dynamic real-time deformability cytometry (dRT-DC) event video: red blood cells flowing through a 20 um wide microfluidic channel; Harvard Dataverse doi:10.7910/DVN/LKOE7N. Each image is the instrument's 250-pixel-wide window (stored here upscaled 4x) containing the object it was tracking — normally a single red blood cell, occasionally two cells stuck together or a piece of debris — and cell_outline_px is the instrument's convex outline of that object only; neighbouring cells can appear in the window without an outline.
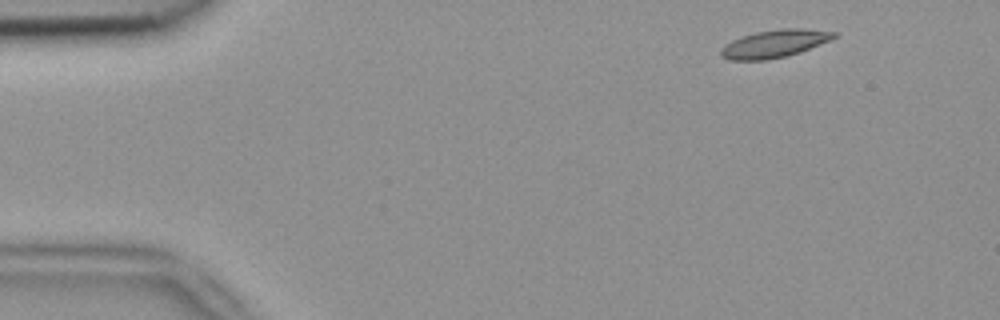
{"species": "common noctule bat (a hibernating species)", "species_latin": "Nyctalus noctula", "temperature_condition": "room temperature", "stored_images_in_passage": 3, "camera_frame_rate_fps": 3000, "um_per_image_px": 0.085, "animal": {"sex": "female", "body_mass_g": 18.4}, "frame": {"image": 1, "passage_image": 1, "time_ms": 0.0, "image_size_px": [1000, 320], "cell_outline_px": [[836, 36], [832, 40], [800, 52], [788, 56], [764, 60], [728, 60], [720, 56], [720, 48], [724, 44], [732, 40], [756, 32], [784, 28], [804, 28], [836, 32]], "centroid_in_image_um": [65.82, 3.72], "position_along_channel_um": 19.2, "area_um2": 18.38}}